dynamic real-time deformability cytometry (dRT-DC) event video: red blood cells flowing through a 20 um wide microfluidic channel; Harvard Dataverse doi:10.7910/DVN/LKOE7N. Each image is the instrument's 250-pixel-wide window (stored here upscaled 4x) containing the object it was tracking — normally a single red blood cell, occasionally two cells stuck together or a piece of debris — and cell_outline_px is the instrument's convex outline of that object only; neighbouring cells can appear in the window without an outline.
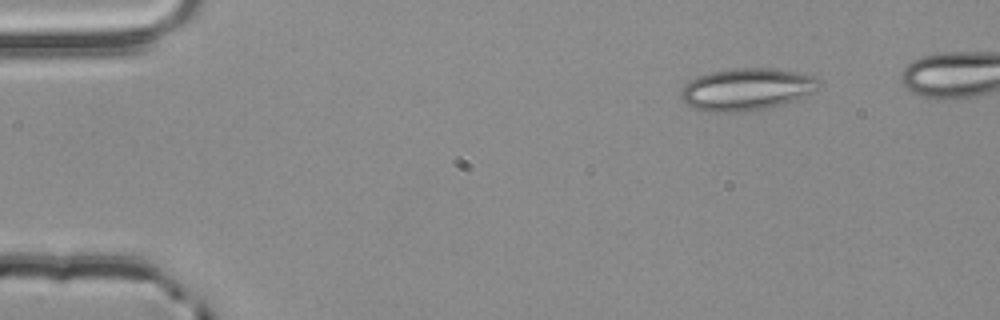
{"species": "common noctule bat (a hibernating species)", "species_latin": "Nyctalus noctula", "temperature_condition": "room temperature", "stored_images_in_passage": 4, "camera_frame_rate_fps": 3000, "um_per_image_px": 0.085, "animal": {"sex": "male", "body_mass_g": 20.4}, "frame": {"image": 1, "passage_image": 1, "time_ms": 0.0, "image_size_px": [1000, 320], "cell_outline_px": [[820, 84], [816, 92], [780, 104], [764, 108], [740, 112], [712, 112], [696, 108], [684, 104], [680, 100], [680, 92], [696, 76], [708, 72], [732, 68], [776, 68], [816, 76], [820, 80]], "centroid_in_image_um": [63.47, 7.57], "position_along_channel_um": 21.5, "area_um2": 33.93}}